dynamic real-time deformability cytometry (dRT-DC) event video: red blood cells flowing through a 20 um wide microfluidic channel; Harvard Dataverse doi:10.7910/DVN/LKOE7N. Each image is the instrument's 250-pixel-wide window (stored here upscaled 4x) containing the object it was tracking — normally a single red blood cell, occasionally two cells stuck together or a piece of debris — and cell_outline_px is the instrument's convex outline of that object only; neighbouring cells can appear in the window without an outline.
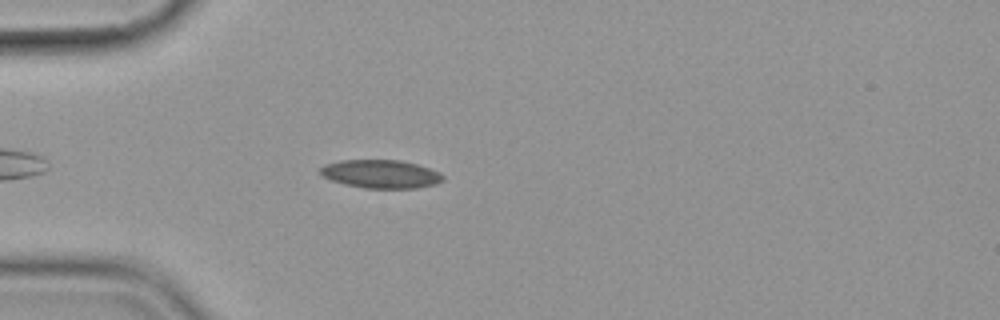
{"species": "common noctule bat (a hibernating species)", "species_latin": "Nyctalus noctula", "temperature_condition": "cold", "stored_images_in_passage": 42, "camera_frame_rate_fps": 3000, "um_per_image_px": 0.085, "animal": {"sex": "female", "body_mass_g": 19.9}, "frame": {"image": 1, "passage_image": 6, "time_ms": 1.667, "image_size_px": [1000, 320], "cell_outline_px": [[444, 180], [436, 184], [416, 188], [364, 188], [344, 184], [332, 180], [324, 176], [320, 172], [320, 168], [324, 164], [340, 160], [400, 160], [416, 164], [440, 172], [444, 176]], "centroid_in_image_um": [32.38, 14.79], "position_along_channel_um": 52.6, "area_um2": 20.23}}
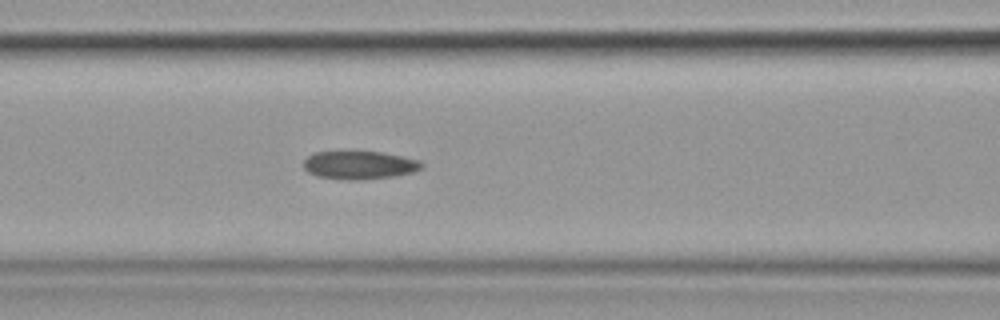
{"frame": {"image": 2, "passage_image": 14, "time_ms": 4.333, "image_size_px": [1000, 320], "cell_outline_px": [[424, 164], [420, 168], [412, 172], [392, 176], [360, 180], [348, 180], [316, 176], [308, 172], [304, 168], [304, 160], [308, 156], [316, 152], [380, 152], [420, 160]], "centroid_in_image_um": [30.53, 14.04], "position_along_channel_um": 136.1, "area_um2": 19.13}}
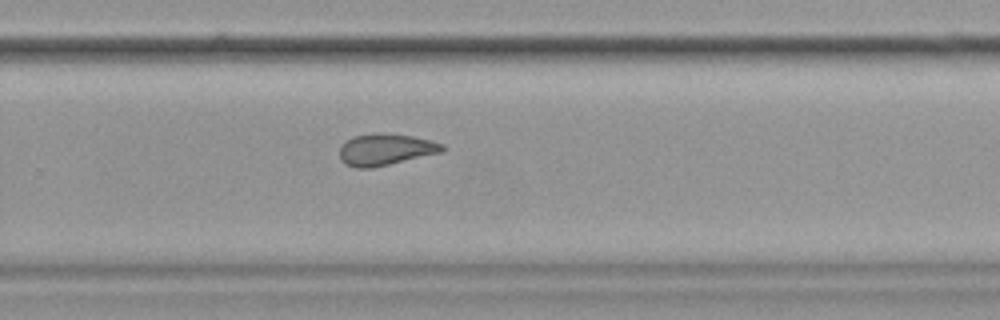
{"frame": {"image": 3, "passage_image": 27, "time_ms": 8.667, "image_size_px": [1000, 320], "cell_outline_px": [[444, 148], [440, 152], [372, 168], [356, 168], [340, 160], [340, 148], [352, 136], [376, 132], [384, 132], [412, 136], [432, 140], [444, 144]], "centroid_in_image_um": [32.76, 12.69], "position_along_channel_um": 297.0, "area_um2": 18.79}, "authors_computed_cell_mechanics": {"area_um2": 18.6405, "velocity_mm_per_s": 3.5648, "shape_relaxation_time_tau1_ms": null, "shape_relaxation_time_tau2_ms": 1.5824, "deformation_change_tau1": null, "deformation_change_tau2": 0.0829}}